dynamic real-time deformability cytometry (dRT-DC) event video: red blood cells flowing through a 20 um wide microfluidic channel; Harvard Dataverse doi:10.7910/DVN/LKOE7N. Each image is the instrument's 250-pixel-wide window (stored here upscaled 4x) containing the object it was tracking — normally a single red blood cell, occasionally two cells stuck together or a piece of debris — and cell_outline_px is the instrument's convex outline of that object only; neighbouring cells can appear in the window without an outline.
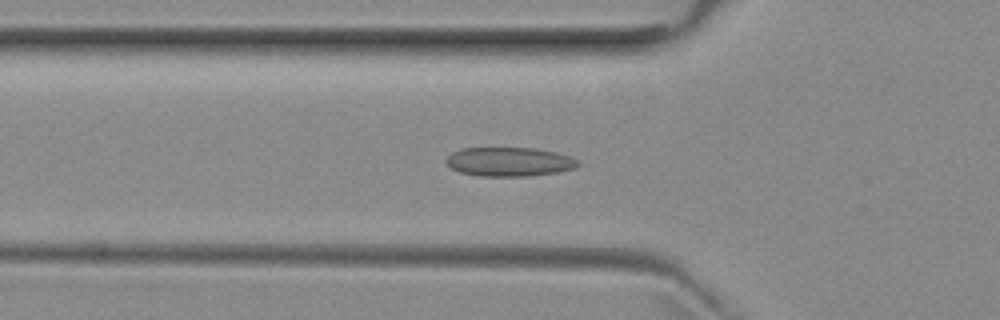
{"species": "common noctule bat (a hibernating species)", "species_latin": "Nyctalus noctula", "temperature_condition": "room temperature", "stored_images_in_passage": 51, "camera_frame_rate_fps": 3000, "um_per_image_px": 0.085, "animal": {"sex": "female", "body_mass_g": 29.2, "forearm_length_mm": 56.3}, "frame": {"image": 1, "passage_image": 16, "time_ms": 5.0, "image_size_px": [1000, 320], "cell_outline_px": [[580, 164], [576, 168], [556, 172], [528, 176], [480, 176], [460, 172], [452, 168], [444, 160], [452, 152], [460, 148], [536, 148], [556, 152], [572, 156], [580, 160]], "centroid_in_image_um": [43.32, 13.74], "position_along_channel_um": 82.5, "area_um2": 22.48}}
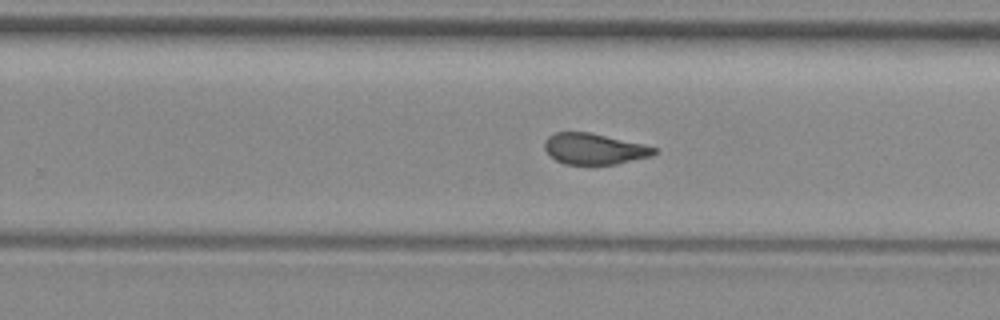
{"frame": {"image": 2, "passage_image": 31, "time_ms": 10.0, "image_size_px": [1000, 320], "cell_outline_px": [[656, 152], [652, 156], [616, 164], [588, 168], [564, 164], [556, 160], [544, 148], [544, 140], [548, 136], [556, 132], [588, 132], [644, 144], [656, 148]], "centroid_in_image_um": [50.49, 12.7], "position_along_channel_um": 279.3, "area_um2": 20.4}}
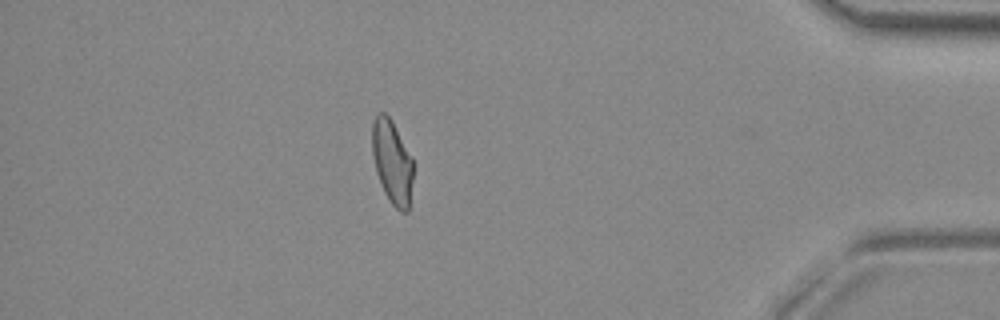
{"frame": {"image": 3, "passage_image": 44, "time_ms": 14.333, "image_size_px": [1000, 320], "cell_outline_px": [[412, 180], [408, 212], [400, 212], [388, 200], [384, 192], [376, 172], [372, 156], [372, 120], [376, 112], [384, 112], [392, 120], [412, 156]], "centroid_in_image_um": [33.31, 13.73], "position_along_channel_um": 401.9, "area_um2": 20.23}, "authors_computed_cell_mechanics": {"area_um2": 21.1548, "velocity_mm_per_s": 3.932, "shape_relaxation_time_tau1_ms": null, "shape_relaxation_time_tau2_ms": 1.6022, "deformation_change_tau1": null, "deformation_change_tau2": 0.0761}}